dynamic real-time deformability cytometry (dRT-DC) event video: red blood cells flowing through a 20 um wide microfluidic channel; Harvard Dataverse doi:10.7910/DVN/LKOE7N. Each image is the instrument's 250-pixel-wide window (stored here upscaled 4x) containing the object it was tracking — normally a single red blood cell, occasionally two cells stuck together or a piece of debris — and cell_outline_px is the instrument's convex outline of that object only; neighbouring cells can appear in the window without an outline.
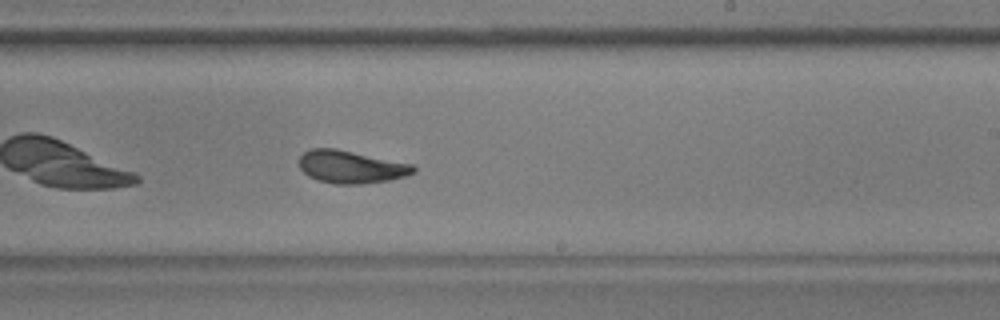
{"species": "common noctule bat (a hibernating species)", "species_latin": "Nyctalus noctula", "temperature_condition": "warm", "stored_images_in_passage": 40, "camera_frame_rate_fps": 3000, "um_per_image_px": 0.085, "animal": {"sex": "male", "body_mass_g": 17.9, "forearm_length_mm": 54.2}, "frame": {"image": 1, "passage_image": 18, "time_ms": 5.667, "image_size_px": [1000, 320], "cell_outline_px": [[416, 172], [408, 176], [388, 180], [360, 184], [336, 184], [316, 180], [308, 176], [300, 168], [300, 156], [304, 152], [312, 148], [336, 148], [412, 164], [416, 168]], "centroid_in_image_um": [29.84, 14.19], "position_along_channel_um": 259.2, "area_um2": 21.79}}
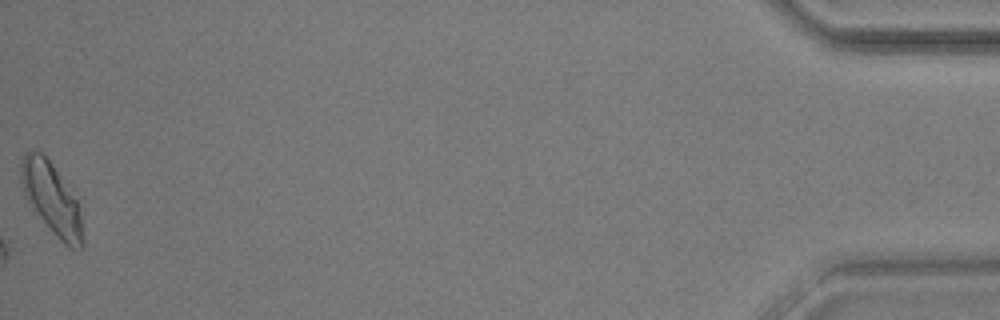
{"frame": {"image": 2, "passage_image": 40, "time_ms": 13.0, "image_size_px": [1000, 320], "cell_outline_px": [[84, 244], [80, 248], [72, 248], [64, 244], [56, 236], [28, 204], [24, 192], [20, 176], [20, 164], [24, 152], [40, 152], [52, 164], [76, 200], [80, 216], [84, 236]], "centroid_in_image_um": [4.37, 16.91], "position_along_channel_um": 430.8, "area_um2": 25.14}, "authors_computed_cell_mechanics": {"area_um2": 22.3686, "velocity_mm_per_s": 3.6131, "shape_relaxation_time_tau1_ms": 3.8431, "shape_relaxation_time_tau2_ms": 1.5488, "deformation_change_tau1": 0.1446, "deformation_change_tau2": 0.0747}}